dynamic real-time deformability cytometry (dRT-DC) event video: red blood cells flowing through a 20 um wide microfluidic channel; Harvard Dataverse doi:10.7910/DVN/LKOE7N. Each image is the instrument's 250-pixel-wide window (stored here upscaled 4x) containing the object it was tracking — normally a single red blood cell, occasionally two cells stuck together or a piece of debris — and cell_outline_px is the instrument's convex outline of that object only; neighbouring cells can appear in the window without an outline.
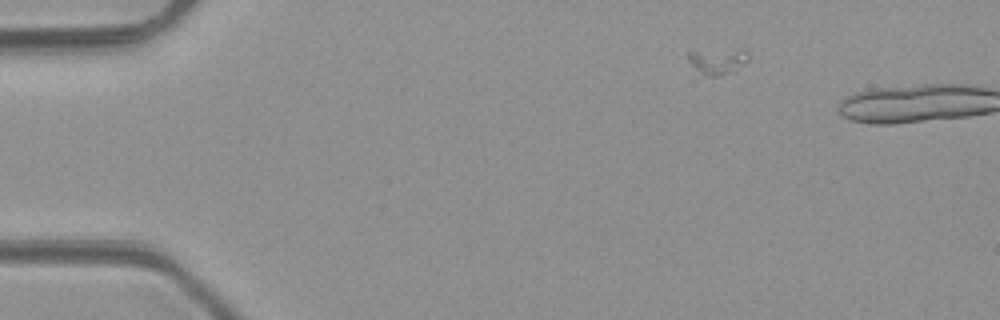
{"species": "common noctule bat (a hibernating species)", "species_latin": "Nyctalus noctula", "temperature_condition": "room temperature", "stored_images_in_passage": 3, "camera_frame_rate_fps": 3000, "um_per_image_px": 0.085, "animal": {"sex": "male", "body_mass_g": 23.1, "forearm_length_mm": 52.7}, "frame": {"image": 1, "passage_image": 2, "time_ms": 1.333, "image_size_px": [1000, 320], "cell_outline_px": [[748, 60], [732, 72], [720, 76], [692, 80], [688, 60], [688, 52], [744, 48], [748, 52]], "centroid_in_image_um": [60.84, 5.3], "position_along_channel_um": 24.2, "area_um2": 10.17}}